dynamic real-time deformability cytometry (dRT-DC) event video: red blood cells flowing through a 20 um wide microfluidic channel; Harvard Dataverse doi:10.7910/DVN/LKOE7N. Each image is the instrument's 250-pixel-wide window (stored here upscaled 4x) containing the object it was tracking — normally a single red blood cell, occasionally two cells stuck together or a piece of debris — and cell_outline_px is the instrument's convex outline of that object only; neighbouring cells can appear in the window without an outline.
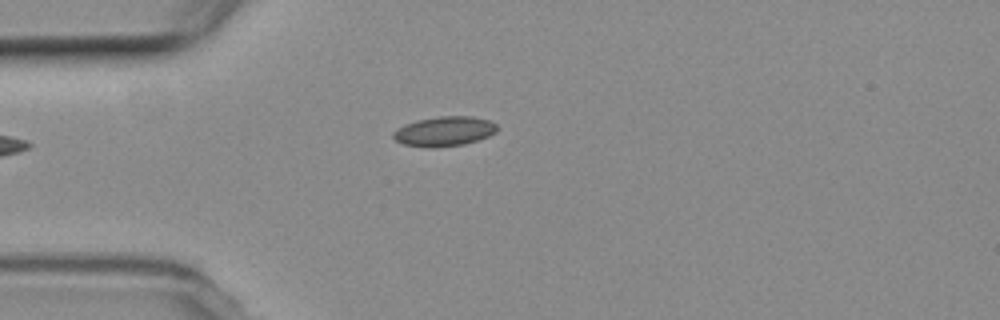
{"species": "common noctule bat (a hibernating species)", "species_latin": "Nyctalus noctula", "temperature_condition": "room temperature", "stored_images_in_passage": 5, "camera_frame_rate_fps": 3000, "um_per_image_px": 0.085, "animal": {"sex": "female", "body_mass_g": 19.3, "forearm_length_mm": 54.1}, "frame": {"image": 1, "passage_image": 3, "time_ms": 4.0, "image_size_px": [1000, 320], "cell_outline_px": [[496, 132], [488, 136], [464, 144], [432, 148], [404, 144], [396, 140], [392, 136], [392, 132], [404, 124], [416, 120], [440, 116], [472, 116], [488, 120], [496, 124]], "centroid_in_image_um": [37.74, 11.15], "position_along_channel_um": 47.3, "area_um2": 17.86}}
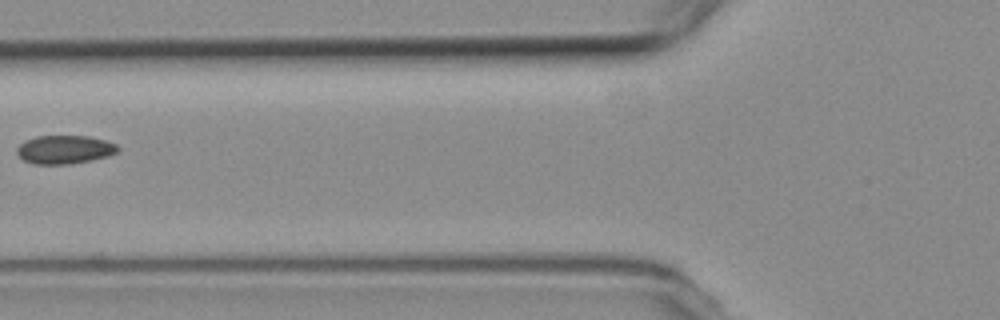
{"frame": {"image": 2, "passage_image": 5, "time_ms": 6.333, "image_size_px": [1000, 320], "cell_outline_px": [[120, 148], [116, 152], [108, 156], [92, 160], [68, 164], [32, 164], [24, 160], [16, 152], [16, 148], [20, 144], [36, 136], [88, 136], [104, 140], [116, 144]], "centroid_in_image_um": [5.49, 12.71], "position_along_channel_um": 120.3, "area_um2": 16.65}}